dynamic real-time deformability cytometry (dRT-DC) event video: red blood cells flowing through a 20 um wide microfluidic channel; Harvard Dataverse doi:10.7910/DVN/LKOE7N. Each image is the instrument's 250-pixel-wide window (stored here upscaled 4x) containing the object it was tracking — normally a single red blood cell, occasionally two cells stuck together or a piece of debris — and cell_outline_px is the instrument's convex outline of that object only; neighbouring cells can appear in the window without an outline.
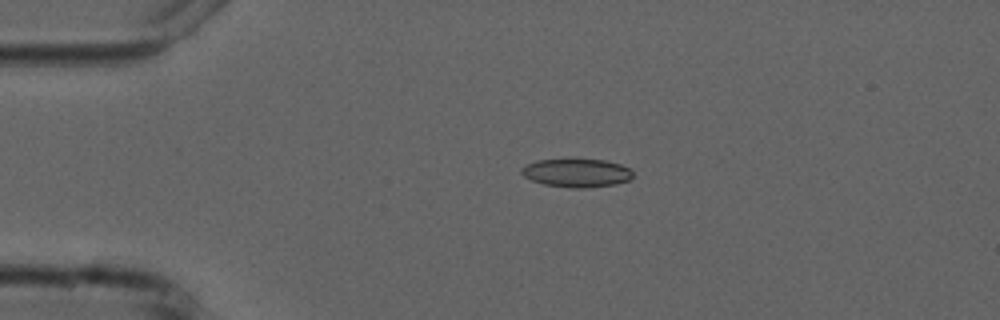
{"species": "common noctule bat (a hibernating species)", "species_latin": "Nyctalus noctula", "temperature_condition": "cold", "stored_images_in_passage": 6, "camera_frame_rate_fps": 3000, "um_per_image_px": 0.085, "animal": {"sex": "male", "forearm_length_mm": 52.5}, "frame": {"image": 1, "passage_image": 4, "time_ms": 3.667, "image_size_px": [1000, 320], "cell_outline_px": [[632, 176], [628, 180], [616, 184], [584, 188], [572, 188], [544, 184], [532, 180], [524, 176], [520, 172], [520, 168], [536, 160], [572, 156], [604, 160], [620, 164], [628, 168], [632, 172]], "centroid_in_image_um": [48.97, 14.64], "position_along_channel_um": 36.0, "area_um2": 19.13}}
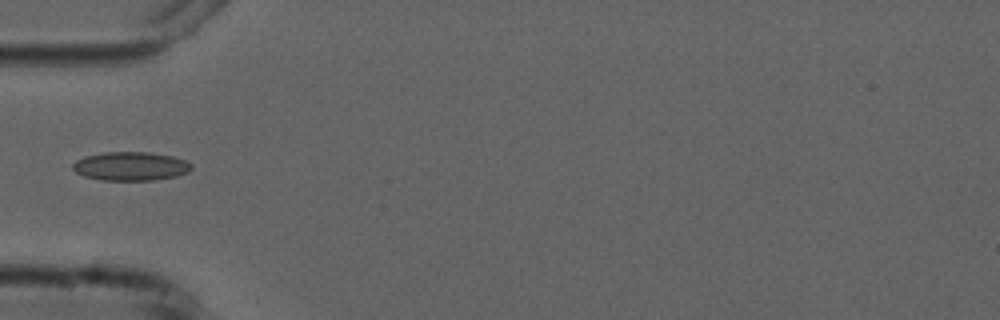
{"frame": {"image": 2, "passage_image": 5, "time_ms": 5.667, "image_size_px": [1000, 320], "cell_outline_px": [[192, 168], [188, 172], [176, 176], [152, 180], [100, 180], [84, 176], [76, 172], [72, 168], [72, 164], [76, 160], [84, 156], [104, 152], [148, 152], [172, 156], [184, 160], [192, 164]], "centroid_in_image_um": [11.08, 14.12], "position_along_channel_um": 73.9, "area_um2": 19.88}}
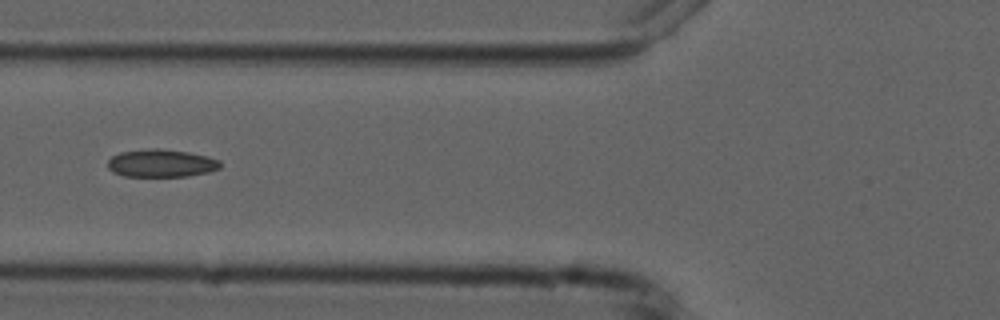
{"frame": {"image": 3, "passage_image": 6, "time_ms": 6.667, "image_size_px": [1000, 320], "cell_outline_px": [[220, 168], [208, 172], [188, 176], [124, 176], [112, 172], [108, 168], [108, 160], [112, 156], [120, 152], [152, 148], [156, 148], [188, 152], [208, 156], [220, 160]], "centroid_in_image_um": [13.7, 13.87], "position_along_channel_um": 112.1, "area_um2": 18.21}}